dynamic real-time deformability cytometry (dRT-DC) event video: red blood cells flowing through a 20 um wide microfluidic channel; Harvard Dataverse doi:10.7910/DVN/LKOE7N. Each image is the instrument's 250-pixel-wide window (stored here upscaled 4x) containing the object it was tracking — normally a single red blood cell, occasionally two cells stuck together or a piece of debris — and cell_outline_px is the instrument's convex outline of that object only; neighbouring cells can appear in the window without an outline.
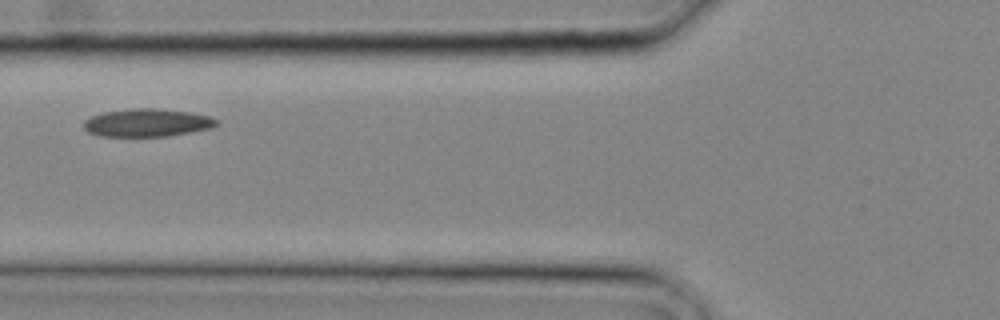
{"species": "common noctule bat (a hibernating species)", "species_latin": "Nyctalus noctula", "temperature_condition": "cold", "stored_images_in_passage": 2, "camera_frame_rate_fps": 3000, "um_per_image_px": 0.085, "animal": {"sex": "male", "body_mass_g": 20.4}, "frame": {"image": 1, "passage_image": 2, "time_ms": 0.333, "image_size_px": [1000, 320], "cell_outline_px": [[220, 124], [212, 128], [192, 132], [168, 136], [100, 136], [88, 132], [84, 128], [84, 120], [92, 116], [104, 112], [132, 108], [160, 108], [188, 112], [208, 116], [216, 120]], "centroid_in_image_um": [12.52, 10.43], "position_along_channel_um": 113.3, "area_um2": 21.62}}